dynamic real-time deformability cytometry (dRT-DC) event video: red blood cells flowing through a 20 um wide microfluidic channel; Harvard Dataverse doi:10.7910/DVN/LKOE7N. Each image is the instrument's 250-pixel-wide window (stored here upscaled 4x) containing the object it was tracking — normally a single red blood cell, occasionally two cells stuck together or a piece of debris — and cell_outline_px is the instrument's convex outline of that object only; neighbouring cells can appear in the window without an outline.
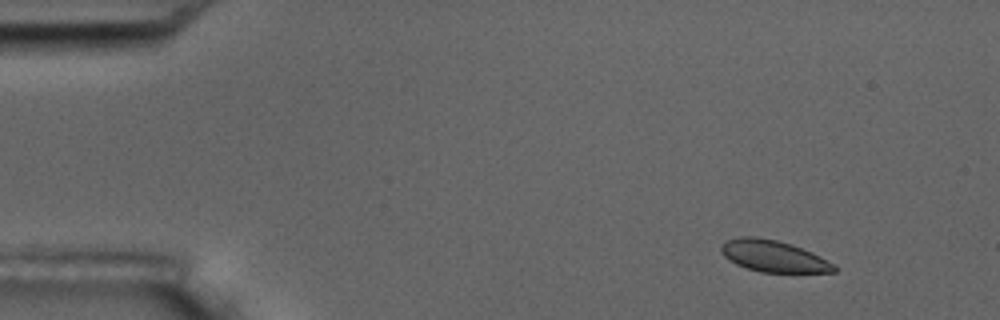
{"species": "common noctule bat (a hibernating species)", "species_latin": "Nyctalus noctula", "temperature_condition": "room temperature", "stored_images_in_passage": 5, "camera_frame_rate_fps": 3000, "um_per_image_px": 0.085, "animal": {"sex": "male", "body_mass_g": 17.5, "forearm_length_mm": 52.3}, "frame": {"image": 1, "passage_image": 2, "time_ms": 1.0, "image_size_px": [1000, 320], "cell_outline_px": [[836, 272], [760, 272], [736, 264], [724, 256], [720, 252], [720, 248], [728, 240], [740, 236], [756, 236], [776, 240], [792, 244], [812, 252], [836, 264]], "centroid_in_image_um": [65.77, 21.77], "position_along_channel_um": 19.2, "area_um2": 20.75}}
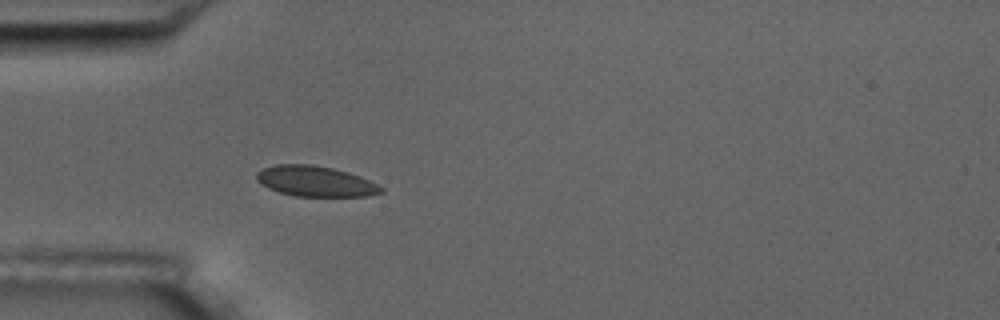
{"frame": {"image": 2, "passage_image": 5, "time_ms": 4.667, "image_size_px": [1000, 320], "cell_outline_px": [[384, 192], [368, 196], [292, 196], [268, 188], [260, 184], [256, 180], [256, 172], [264, 168], [276, 164], [312, 164], [332, 168], [348, 172], [368, 180], [384, 188]], "centroid_in_image_um": [26.78, 15.41], "position_along_channel_um": 58.2, "area_um2": 22.14}}